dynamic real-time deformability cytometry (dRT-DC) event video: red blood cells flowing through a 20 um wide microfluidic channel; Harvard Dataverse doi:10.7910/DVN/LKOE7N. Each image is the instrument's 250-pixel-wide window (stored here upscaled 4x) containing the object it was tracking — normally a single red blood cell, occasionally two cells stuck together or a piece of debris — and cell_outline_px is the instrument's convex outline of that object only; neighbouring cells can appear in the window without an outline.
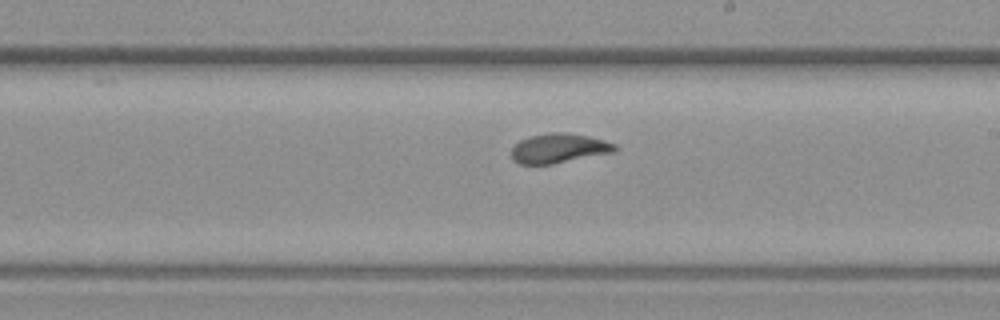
{"species": "common noctule bat (a hibernating species)", "species_latin": "Nyctalus noctula", "temperature_condition": "warm", "stored_images_in_passage": 9, "segment_of_instrument_passage": [2, 2], "camera_frame_rate_fps": 3000, "um_per_image_px": 0.085, "animal": {"sex": "female", "body_mass_g": 19.3, "forearm_length_mm": 54.1}, "frame": {"image": 1, "passage_image": 9, "time_ms": 2.667, "image_size_px": [1000, 320], "cell_outline_px": [[616, 148], [612, 152], [552, 164], [520, 164], [512, 160], [512, 148], [520, 140], [528, 136], [552, 132], [568, 132], [588, 136], [604, 140], [616, 144]], "centroid_in_image_um": [47.47, 12.59], "position_along_channel_um": 241.5, "area_um2": 17.69}}